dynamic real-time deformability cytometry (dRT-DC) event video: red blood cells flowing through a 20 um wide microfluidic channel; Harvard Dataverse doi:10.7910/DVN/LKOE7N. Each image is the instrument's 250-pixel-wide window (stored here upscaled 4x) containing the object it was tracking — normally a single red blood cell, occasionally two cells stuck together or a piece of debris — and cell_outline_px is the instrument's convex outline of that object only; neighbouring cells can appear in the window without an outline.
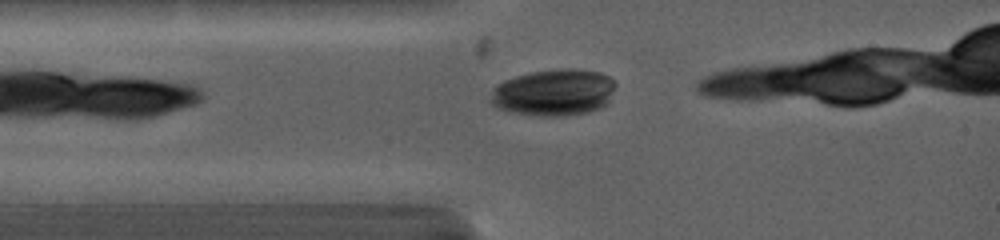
{"species": "common noctule bat (a hibernating species)", "species_latin": "Nyctalus noctula", "temperature_condition": "warm", "stored_images_in_passage": 9, "camera_frame_rate_fps": 5000, "um_per_image_px": 0.085, "animal": {"sex": "female", "body_mass_g": 19.0, "forearm_length_mm": 53.3}, "frame": {"image": 1, "passage_image": 4, "time_ms": 0.6, "image_size_px": [1000, 240], "cell_outline_px": [[616, 84], [608, 100], [600, 108], [588, 112], [560, 116], [544, 116], [512, 112], [496, 108], [488, 100], [492, 88], [496, 84], [504, 80], [516, 76], [532, 72], [568, 68], [600, 72], [608, 76]], "centroid_in_image_um": [47.02, 7.86], "position_along_channel_um": 38.0, "area_um2": 33.87}}
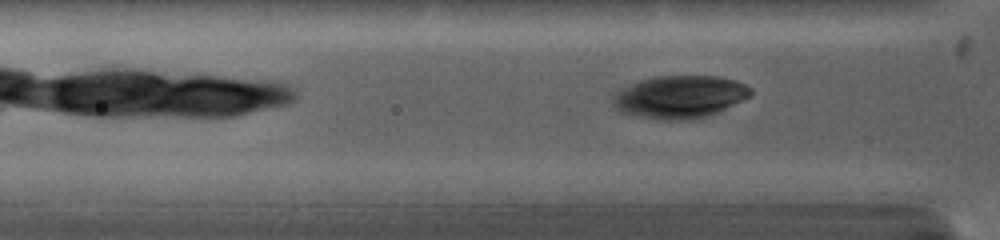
{"frame": {"image": 2, "passage_image": 7, "time_ms": 1.4, "image_size_px": [1000, 240], "cell_outline_px": [[752, 96], [716, 112], [704, 116], [688, 120], [664, 120], [636, 116], [620, 112], [612, 104], [612, 96], [620, 88], [640, 80], [656, 76], [716, 76], [736, 80], [752, 88]], "centroid_in_image_um": [57.75, 8.23], "position_along_channel_um": 68.1, "area_um2": 34.28}}